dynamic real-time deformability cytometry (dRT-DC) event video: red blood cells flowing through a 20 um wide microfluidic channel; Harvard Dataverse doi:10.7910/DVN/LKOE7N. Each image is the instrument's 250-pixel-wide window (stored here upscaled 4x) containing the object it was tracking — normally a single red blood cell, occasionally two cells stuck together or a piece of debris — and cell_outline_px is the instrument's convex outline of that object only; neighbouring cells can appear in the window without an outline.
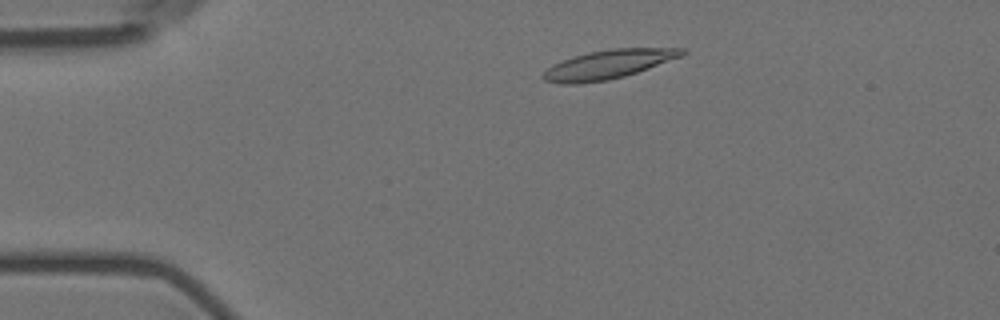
{"species": "Egyptian fruit bat (a non-hibernating species)", "species_latin": "Rousettus aegyptiacus", "temperature_condition": "room temperature", "stored_images_in_passage": 5, "camera_frame_rate_fps": 3000, "um_per_image_px": 0.085, "animal": {"sex": "female"}, "frame": {"image": 1, "passage_image": 2, "time_ms": 1.0, "image_size_px": [1000, 320], "cell_outline_px": [[688, 52], [680, 56], [648, 68], [624, 76], [608, 80], [580, 84], [560, 84], [544, 80], [540, 76], [552, 64], [588, 52], [612, 48], [684, 48]], "centroid_in_image_um": [51.66, 5.48], "position_along_channel_um": 33.3, "area_um2": 23.18}}
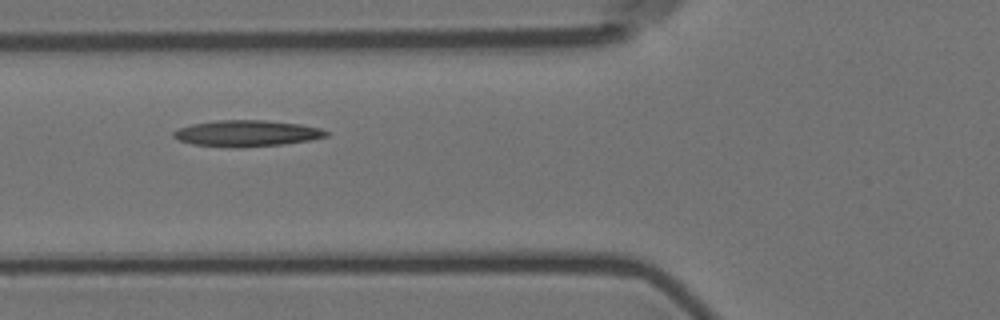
{"frame": {"image": 2, "passage_image": 4, "time_ms": 4.333, "image_size_px": [1000, 320], "cell_outline_px": [[328, 136], [312, 140], [284, 144], [240, 148], [232, 148], [192, 144], [180, 140], [172, 136], [172, 132], [180, 128], [192, 124], [216, 120], [264, 120], [300, 124], [320, 128], [328, 132]], "centroid_in_image_um": [20.98, 11.34], "position_along_channel_um": 104.8, "area_um2": 23.47}}
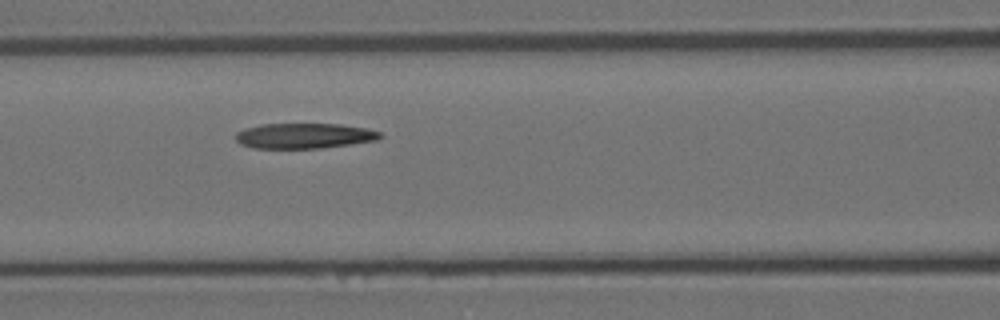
{"frame": {"image": 3, "passage_image": 5, "time_ms": 5.333, "image_size_px": [1000, 320], "cell_outline_px": [[384, 136], [376, 140], [320, 148], [252, 148], [240, 144], [236, 140], [236, 132], [244, 128], [260, 124], [340, 124], [368, 128], [380, 132]], "centroid_in_image_um": [25.84, 11.54], "position_along_channel_um": 140.8, "area_um2": 21.33}}